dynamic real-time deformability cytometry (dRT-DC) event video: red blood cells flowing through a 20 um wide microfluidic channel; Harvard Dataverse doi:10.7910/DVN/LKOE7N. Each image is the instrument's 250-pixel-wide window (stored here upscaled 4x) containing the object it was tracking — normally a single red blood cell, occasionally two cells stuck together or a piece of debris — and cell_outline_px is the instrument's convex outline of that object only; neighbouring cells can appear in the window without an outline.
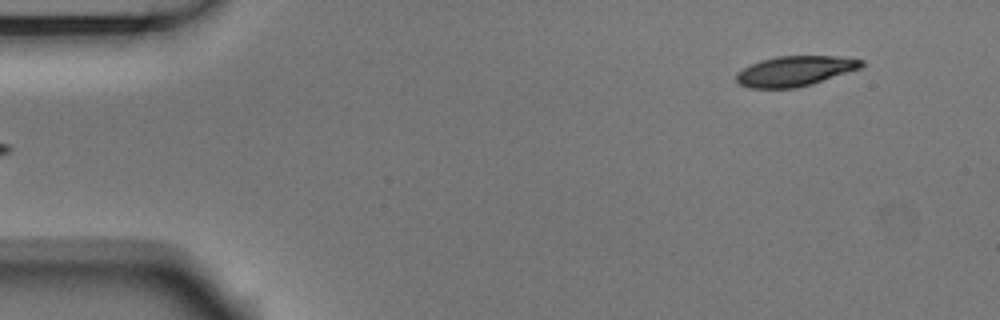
{"species": "Egyptian fruit bat (a non-hibernating species)", "species_latin": "Rousettus aegyptiacus", "temperature_condition": "room temperature", "stored_images_in_passage": 4, "camera_frame_rate_fps": 3000, "um_per_image_px": 0.085, "animal": {"sex": "male"}, "frame": {"image": 1, "passage_image": 4, "time_ms": 1.0, "image_size_px": [1000, 320], "cell_outline_px": [[864, 64], [860, 68], [812, 84], [796, 88], [748, 88], [740, 84], [736, 80], [736, 72], [760, 60], [776, 56], [836, 56], [864, 60]], "centroid_in_image_um": [67.55, 6.04], "position_along_channel_um": 17.4, "area_um2": 21.91}}